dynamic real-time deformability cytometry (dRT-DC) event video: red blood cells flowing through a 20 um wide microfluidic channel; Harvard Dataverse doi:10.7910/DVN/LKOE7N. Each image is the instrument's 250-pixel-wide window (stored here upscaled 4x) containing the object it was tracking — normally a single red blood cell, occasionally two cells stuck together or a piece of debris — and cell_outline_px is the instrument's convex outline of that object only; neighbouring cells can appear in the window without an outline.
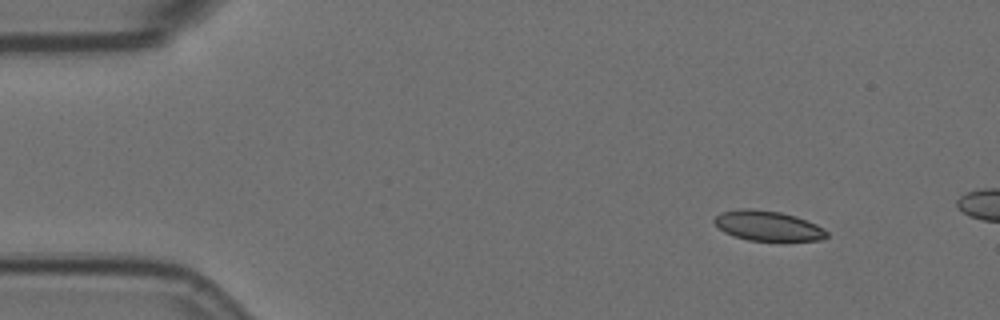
{"species": "Egyptian fruit bat (a non-hibernating species)", "species_latin": "Rousettus aegyptiacus", "temperature_condition": "room temperature", "stored_images_in_passage": 3, "camera_frame_rate_fps": 3000, "um_per_image_px": 0.085, "animal": {"sex": "female"}, "frame": {"image": 1, "passage_image": 1, "time_ms": 0.0, "image_size_px": [1000, 320], "cell_outline_px": [[828, 236], [820, 240], [784, 244], [748, 240], [724, 232], [712, 220], [720, 212], [740, 208], [748, 208], [780, 212], [796, 216], [816, 224], [824, 228], [828, 232]], "centroid_in_image_um": [65.33, 19.24], "position_along_channel_um": 19.7, "area_um2": 20.52}}